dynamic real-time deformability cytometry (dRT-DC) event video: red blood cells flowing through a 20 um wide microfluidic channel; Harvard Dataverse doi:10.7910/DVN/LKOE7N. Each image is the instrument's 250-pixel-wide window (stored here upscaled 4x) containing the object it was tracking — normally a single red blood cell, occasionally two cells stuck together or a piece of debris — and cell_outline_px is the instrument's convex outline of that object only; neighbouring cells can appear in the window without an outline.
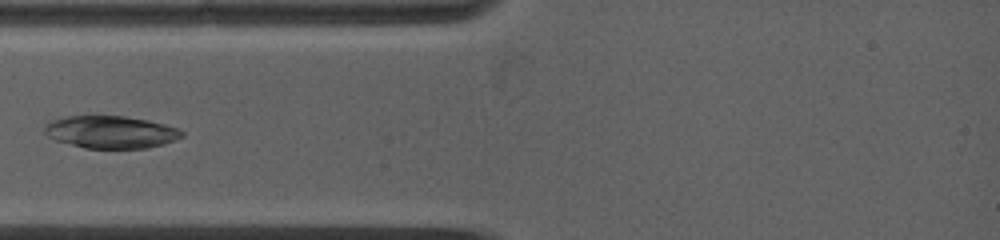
{"species": "common noctule bat (a hibernating species)", "species_latin": "Nyctalus noctula", "temperature_condition": "warm", "stored_images_in_passage": 32, "camera_frame_rate_fps": 5000, "um_per_image_px": 0.085, "animal": {"sex": "female", "body_mass_g": 19.0, "forearm_length_mm": 53.3}, "frame": {"image": 1, "passage_image": 1, "time_ms": 0.0, "image_size_px": [1000, 240], "cell_outline_px": [[184, 136], [176, 140], [164, 144], [148, 148], [84, 148], [56, 140], [48, 136], [44, 132], [44, 124], [52, 120], [64, 116], [124, 116], [148, 120], [164, 124], [176, 128], [184, 132]], "centroid_in_image_um": [9.42, 11.22], "position_along_channel_um": 75.6, "area_um2": 26.01}}
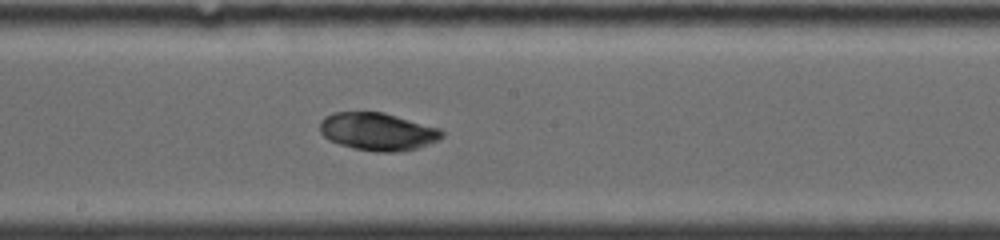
{"frame": {"image": 2, "passage_image": 10, "time_ms": 3.6, "image_size_px": [1000, 240], "cell_outline_px": [[444, 136], [440, 140], [416, 148], [400, 152], [376, 152], [356, 148], [340, 144], [328, 140], [320, 132], [320, 120], [324, 116], [332, 112], [384, 112], [440, 128], [444, 132]], "centroid_in_image_um": [32.11, 11.18], "position_along_channel_um": 216.1, "area_um2": 26.99}}
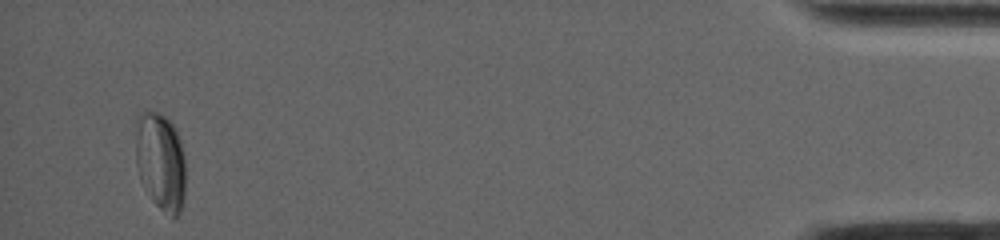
{"frame": {"image": 3, "passage_image": 28, "time_ms": 11.8, "image_size_px": [1000, 240], "cell_outline_px": [[184, 204], [180, 212], [176, 216], [172, 216], [160, 208], [156, 204], [144, 188], [140, 180], [136, 164], [136, 120], [140, 112], [148, 108], [164, 116], [176, 128], [180, 140], [184, 156]], "centroid_in_image_um": [13.64, 13.68], "position_along_channel_um": 421.6, "area_um2": 28.67}}